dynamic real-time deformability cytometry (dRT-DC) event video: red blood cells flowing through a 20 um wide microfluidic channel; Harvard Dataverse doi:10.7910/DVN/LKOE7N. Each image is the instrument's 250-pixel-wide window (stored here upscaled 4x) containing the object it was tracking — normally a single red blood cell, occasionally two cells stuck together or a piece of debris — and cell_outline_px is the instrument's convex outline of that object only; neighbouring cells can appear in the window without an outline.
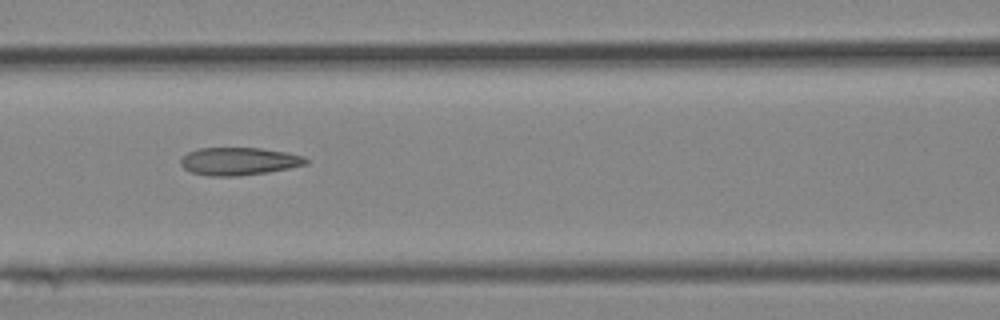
{"species": "Egyptian fruit bat (a non-hibernating species)", "species_latin": "Rousettus aegyptiacus", "temperature_condition": "cold", "stored_images_in_passage": 9, "camera_frame_rate_fps": 3000, "um_per_image_px": 0.085, "animal": {"sex": "female"}, "frame": {"image": 1, "passage_image": 7, "time_ms": 8.0, "image_size_px": [1000, 320], "cell_outline_px": [[308, 164], [268, 172], [240, 176], [208, 176], [192, 172], [184, 168], [180, 164], [180, 160], [188, 152], [200, 148], [260, 148], [288, 152], [304, 156], [308, 160]], "centroid_in_image_um": [20.33, 13.71], "position_along_channel_um": 146.3, "area_um2": 20.29}}
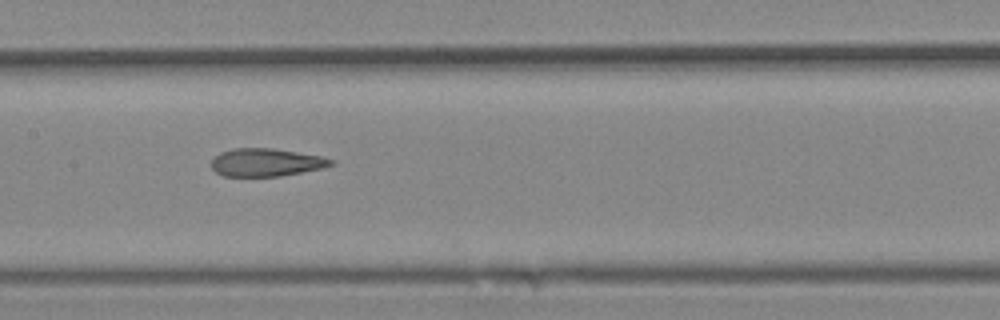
{"frame": {"image": 2, "passage_image": 8, "time_ms": 9.0, "image_size_px": [1000, 320], "cell_outline_px": [[336, 164], [324, 168], [280, 176], [224, 176], [216, 172], [212, 168], [212, 156], [220, 152], [232, 148], [272, 148], [324, 156], [336, 160]], "centroid_in_image_um": [22.66, 13.79], "position_along_channel_um": 184.7, "area_um2": 19.77}}
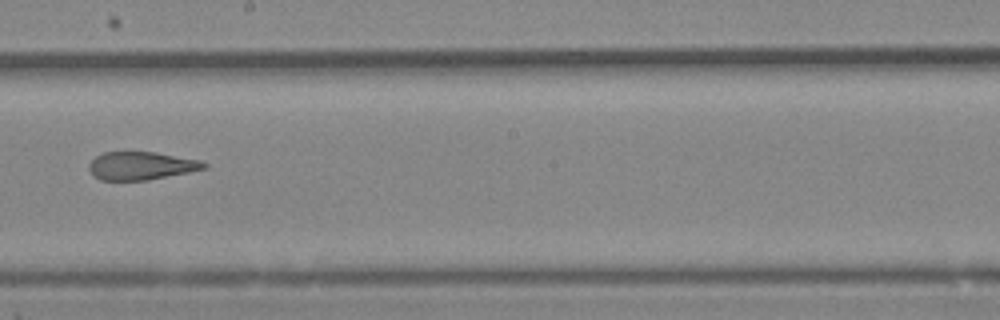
{"frame": {"image": 3, "passage_image": 9, "time_ms": 10.333, "image_size_px": [1000, 320], "cell_outline_px": [[208, 168], [148, 180], [100, 180], [92, 176], [88, 168], [88, 164], [96, 156], [104, 152], [156, 152], [200, 160], [208, 164]], "centroid_in_image_um": [11.98, 14.09], "position_along_channel_um": 236.2, "area_um2": 18.9}}